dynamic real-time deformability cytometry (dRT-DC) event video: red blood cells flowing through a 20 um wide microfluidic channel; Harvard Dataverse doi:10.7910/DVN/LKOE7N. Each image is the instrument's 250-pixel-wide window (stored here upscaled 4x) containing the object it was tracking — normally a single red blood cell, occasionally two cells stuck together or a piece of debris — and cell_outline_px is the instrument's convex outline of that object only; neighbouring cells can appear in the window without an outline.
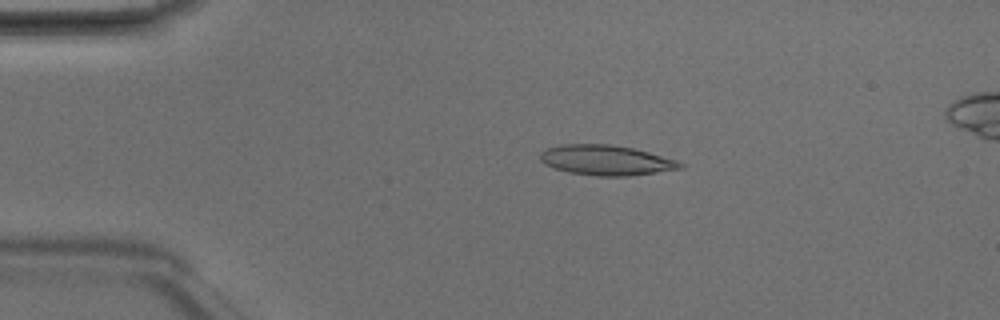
{"species": "Egyptian fruit bat (a non-hibernating species)", "species_latin": "Rousettus aegyptiacus", "temperature_condition": "room temperature", "stored_images_in_passage": 4, "camera_frame_rate_fps": 3000, "um_per_image_px": 0.085, "animal": {"sex": "male"}, "frame": {"image": 1, "passage_image": 3, "time_ms": 0.667, "image_size_px": [1000, 320], "cell_outline_px": [[684, 168], [628, 176], [596, 176], [568, 172], [544, 164], [540, 160], [540, 152], [544, 148], [564, 144], [608, 144], [632, 148], [648, 152], [676, 160], [684, 164]], "centroid_in_image_um": [51.49, 13.61], "position_along_channel_um": 33.5, "area_um2": 24.51}}